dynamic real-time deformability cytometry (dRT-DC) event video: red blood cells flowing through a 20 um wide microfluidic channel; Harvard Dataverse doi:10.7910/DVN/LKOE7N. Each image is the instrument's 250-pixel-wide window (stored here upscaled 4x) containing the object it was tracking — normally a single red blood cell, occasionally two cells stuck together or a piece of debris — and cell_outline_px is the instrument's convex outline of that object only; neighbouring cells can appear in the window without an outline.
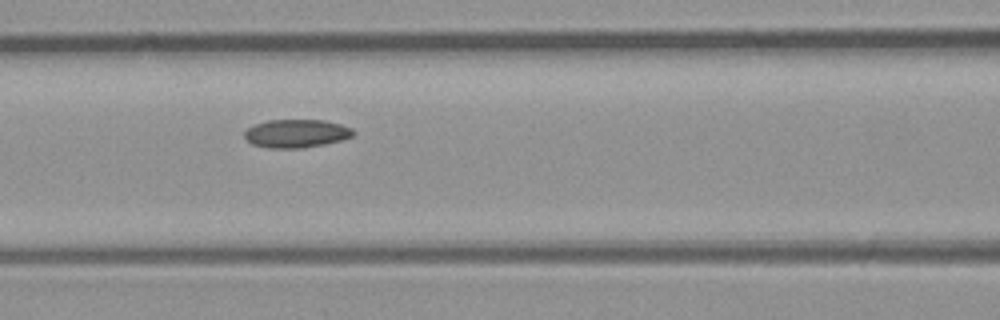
{"species": "common noctule bat (a hibernating species)", "species_latin": "Nyctalus noctula", "temperature_condition": "room temperature", "stored_images_in_passage": 7, "camera_frame_rate_fps": 3000, "um_per_image_px": 0.085, "animal": {"sex": "male", "body_mass_g": 23.1, "forearm_length_mm": 52.7}, "frame": {"image": 1, "passage_image": 7, "time_ms": 6.667, "image_size_px": [1000, 320], "cell_outline_px": [[356, 132], [352, 136], [344, 140], [304, 148], [268, 148], [252, 144], [244, 136], [244, 132], [248, 128], [256, 124], [268, 120], [324, 120], [340, 124], [352, 128]], "centroid_in_image_um": [25.22, 11.35], "position_along_channel_um": 141.4, "area_um2": 17.98}}